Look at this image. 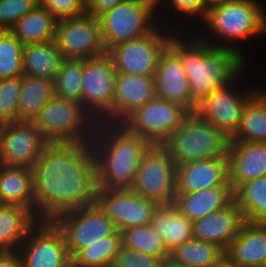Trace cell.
Masks as SVG:
<instances>
[{
  "mask_svg": "<svg viewBox=\"0 0 266 267\" xmlns=\"http://www.w3.org/2000/svg\"><path fill=\"white\" fill-rule=\"evenodd\" d=\"M156 97L183 106L194 112L189 81L178 57L167 47L162 53L155 72Z\"/></svg>",
  "mask_w": 266,
  "mask_h": 267,
  "instance_id": "21",
  "label": "cell"
},
{
  "mask_svg": "<svg viewBox=\"0 0 266 267\" xmlns=\"http://www.w3.org/2000/svg\"><path fill=\"white\" fill-rule=\"evenodd\" d=\"M115 77L108 53L83 60L82 105L97 122L112 123Z\"/></svg>",
  "mask_w": 266,
  "mask_h": 267,
  "instance_id": "11",
  "label": "cell"
},
{
  "mask_svg": "<svg viewBox=\"0 0 266 267\" xmlns=\"http://www.w3.org/2000/svg\"><path fill=\"white\" fill-rule=\"evenodd\" d=\"M248 70L246 73L244 71L231 84L203 98L196 104L194 110L199 118L218 127L229 138L236 132L240 124L245 105L262 88L248 83L251 82L247 80L248 74H251Z\"/></svg>",
  "mask_w": 266,
  "mask_h": 267,
  "instance_id": "8",
  "label": "cell"
},
{
  "mask_svg": "<svg viewBox=\"0 0 266 267\" xmlns=\"http://www.w3.org/2000/svg\"><path fill=\"white\" fill-rule=\"evenodd\" d=\"M150 225L165 242L169 252L193 238V222L173 204L159 205Z\"/></svg>",
  "mask_w": 266,
  "mask_h": 267,
  "instance_id": "27",
  "label": "cell"
},
{
  "mask_svg": "<svg viewBox=\"0 0 266 267\" xmlns=\"http://www.w3.org/2000/svg\"><path fill=\"white\" fill-rule=\"evenodd\" d=\"M233 0H203V18L206 15V12L216 6L223 5L227 2Z\"/></svg>",
  "mask_w": 266,
  "mask_h": 267,
  "instance_id": "45",
  "label": "cell"
},
{
  "mask_svg": "<svg viewBox=\"0 0 266 267\" xmlns=\"http://www.w3.org/2000/svg\"><path fill=\"white\" fill-rule=\"evenodd\" d=\"M39 4V0H0V31H11L21 17Z\"/></svg>",
  "mask_w": 266,
  "mask_h": 267,
  "instance_id": "40",
  "label": "cell"
},
{
  "mask_svg": "<svg viewBox=\"0 0 266 267\" xmlns=\"http://www.w3.org/2000/svg\"><path fill=\"white\" fill-rule=\"evenodd\" d=\"M131 189L159 205L174 203L176 164L161 145H151L142 155Z\"/></svg>",
  "mask_w": 266,
  "mask_h": 267,
  "instance_id": "10",
  "label": "cell"
},
{
  "mask_svg": "<svg viewBox=\"0 0 266 267\" xmlns=\"http://www.w3.org/2000/svg\"><path fill=\"white\" fill-rule=\"evenodd\" d=\"M35 217L58 215L97 202L96 158L90 143H49L32 167Z\"/></svg>",
  "mask_w": 266,
  "mask_h": 267,
  "instance_id": "1",
  "label": "cell"
},
{
  "mask_svg": "<svg viewBox=\"0 0 266 267\" xmlns=\"http://www.w3.org/2000/svg\"><path fill=\"white\" fill-rule=\"evenodd\" d=\"M57 20L71 19L87 14L86 0H39Z\"/></svg>",
  "mask_w": 266,
  "mask_h": 267,
  "instance_id": "41",
  "label": "cell"
},
{
  "mask_svg": "<svg viewBox=\"0 0 266 267\" xmlns=\"http://www.w3.org/2000/svg\"><path fill=\"white\" fill-rule=\"evenodd\" d=\"M97 203L121 232L126 228L150 225L159 204L131 188L97 189Z\"/></svg>",
  "mask_w": 266,
  "mask_h": 267,
  "instance_id": "17",
  "label": "cell"
},
{
  "mask_svg": "<svg viewBox=\"0 0 266 267\" xmlns=\"http://www.w3.org/2000/svg\"><path fill=\"white\" fill-rule=\"evenodd\" d=\"M106 52L150 33L158 24L157 0H122L99 17Z\"/></svg>",
  "mask_w": 266,
  "mask_h": 267,
  "instance_id": "7",
  "label": "cell"
},
{
  "mask_svg": "<svg viewBox=\"0 0 266 267\" xmlns=\"http://www.w3.org/2000/svg\"><path fill=\"white\" fill-rule=\"evenodd\" d=\"M0 267H24L18 251L0 252Z\"/></svg>",
  "mask_w": 266,
  "mask_h": 267,
  "instance_id": "44",
  "label": "cell"
},
{
  "mask_svg": "<svg viewBox=\"0 0 266 267\" xmlns=\"http://www.w3.org/2000/svg\"><path fill=\"white\" fill-rule=\"evenodd\" d=\"M55 96L54 80L22 75L18 120L34 121L40 110Z\"/></svg>",
  "mask_w": 266,
  "mask_h": 267,
  "instance_id": "29",
  "label": "cell"
},
{
  "mask_svg": "<svg viewBox=\"0 0 266 267\" xmlns=\"http://www.w3.org/2000/svg\"><path fill=\"white\" fill-rule=\"evenodd\" d=\"M122 246L150 254L162 261L170 257V252L165 242L151 227V225L135 226L121 231Z\"/></svg>",
  "mask_w": 266,
  "mask_h": 267,
  "instance_id": "36",
  "label": "cell"
},
{
  "mask_svg": "<svg viewBox=\"0 0 266 267\" xmlns=\"http://www.w3.org/2000/svg\"><path fill=\"white\" fill-rule=\"evenodd\" d=\"M0 204L20 205L35 215L33 171L27 167L2 166Z\"/></svg>",
  "mask_w": 266,
  "mask_h": 267,
  "instance_id": "25",
  "label": "cell"
},
{
  "mask_svg": "<svg viewBox=\"0 0 266 267\" xmlns=\"http://www.w3.org/2000/svg\"><path fill=\"white\" fill-rule=\"evenodd\" d=\"M33 122L49 143H90L98 123L82 103L56 95Z\"/></svg>",
  "mask_w": 266,
  "mask_h": 267,
  "instance_id": "6",
  "label": "cell"
},
{
  "mask_svg": "<svg viewBox=\"0 0 266 267\" xmlns=\"http://www.w3.org/2000/svg\"><path fill=\"white\" fill-rule=\"evenodd\" d=\"M170 258L190 267H213L224 258V250L214 243L192 238L173 249Z\"/></svg>",
  "mask_w": 266,
  "mask_h": 267,
  "instance_id": "34",
  "label": "cell"
},
{
  "mask_svg": "<svg viewBox=\"0 0 266 267\" xmlns=\"http://www.w3.org/2000/svg\"><path fill=\"white\" fill-rule=\"evenodd\" d=\"M53 221L64 234L71 258L80 249L114 235L118 231L111 218L97 202L62 213Z\"/></svg>",
  "mask_w": 266,
  "mask_h": 267,
  "instance_id": "12",
  "label": "cell"
},
{
  "mask_svg": "<svg viewBox=\"0 0 266 267\" xmlns=\"http://www.w3.org/2000/svg\"><path fill=\"white\" fill-rule=\"evenodd\" d=\"M157 15L164 26L176 31H193L203 20V0H157Z\"/></svg>",
  "mask_w": 266,
  "mask_h": 267,
  "instance_id": "31",
  "label": "cell"
},
{
  "mask_svg": "<svg viewBox=\"0 0 266 267\" xmlns=\"http://www.w3.org/2000/svg\"><path fill=\"white\" fill-rule=\"evenodd\" d=\"M18 253L24 267H72L64 234L53 220H38Z\"/></svg>",
  "mask_w": 266,
  "mask_h": 267,
  "instance_id": "14",
  "label": "cell"
},
{
  "mask_svg": "<svg viewBox=\"0 0 266 267\" xmlns=\"http://www.w3.org/2000/svg\"><path fill=\"white\" fill-rule=\"evenodd\" d=\"M91 144L96 158L98 189L131 188L141 157L151 146L122 123L106 122L97 123Z\"/></svg>",
  "mask_w": 266,
  "mask_h": 267,
  "instance_id": "3",
  "label": "cell"
},
{
  "mask_svg": "<svg viewBox=\"0 0 266 267\" xmlns=\"http://www.w3.org/2000/svg\"><path fill=\"white\" fill-rule=\"evenodd\" d=\"M2 166H3V164H2L1 161H0V171H1Z\"/></svg>",
  "mask_w": 266,
  "mask_h": 267,
  "instance_id": "48",
  "label": "cell"
},
{
  "mask_svg": "<svg viewBox=\"0 0 266 267\" xmlns=\"http://www.w3.org/2000/svg\"><path fill=\"white\" fill-rule=\"evenodd\" d=\"M162 262L158 257L121 246L110 267H161Z\"/></svg>",
  "mask_w": 266,
  "mask_h": 267,
  "instance_id": "42",
  "label": "cell"
},
{
  "mask_svg": "<svg viewBox=\"0 0 266 267\" xmlns=\"http://www.w3.org/2000/svg\"><path fill=\"white\" fill-rule=\"evenodd\" d=\"M83 60L64 59L54 80L55 95L82 103Z\"/></svg>",
  "mask_w": 266,
  "mask_h": 267,
  "instance_id": "37",
  "label": "cell"
},
{
  "mask_svg": "<svg viewBox=\"0 0 266 267\" xmlns=\"http://www.w3.org/2000/svg\"><path fill=\"white\" fill-rule=\"evenodd\" d=\"M37 221L28 208L0 204V251H18L29 229Z\"/></svg>",
  "mask_w": 266,
  "mask_h": 267,
  "instance_id": "26",
  "label": "cell"
},
{
  "mask_svg": "<svg viewBox=\"0 0 266 267\" xmlns=\"http://www.w3.org/2000/svg\"><path fill=\"white\" fill-rule=\"evenodd\" d=\"M122 246V234L102 238L98 242L80 249L72 257V267H110Z\"/></svg>",
  "mask_w": 266,
  "mask_h": 267,
  "instance_id": "35",
  "label": "cell"
},
{
  "mask_svg": "<svg viewBox=\"0 0 266 267\" xmlns=\"http://www.w3.org/2000/svg\"><path fill=\"white\" fill-rule=\"evenodd\" d=\"M188 114L183 106L155 97L137 108L122 124L151 145H161Z\"/></svg>",
  "mask_w": 266,
  "mask_h": 267,
  "instance_id": "13",
  "label": "cell"
},
{
  "mask_svg": "<svg viewBox=\"0 0 266 267\" xmlns=\"http://www.w3.org/2000/svg\"><path fill=\"white\" fill-rule=\"evenodd\" d=\"M229 140L218 127L191 112L161 146L178 166L191 161L227 157Z\"/></svg>",
  "mask_w": 266,
  "mask_h": 267,
  "instance_id": "5",
  "label": "cell"
},
{
  "mask_svg": "<svg viewBox=\"0 0 266 267\" xmlns=\"http://www.w3.org/2000/svg\"><path fill=\"white\" fill-rule=\"evenodd\" d=\"M48 144L33 121L3 123L0 130V161L4 166L32 169Z\"/></svg>",
  "mask_w": 266,
  "mask_h": 267,
  "instance_id": "15",
  "label": "cell"
},
{
  "mask_svg": "<svg viewBox=\"0 0 266 267\" xmlns=\"http://www.w3.org/2000/svg\"><path fill=\"white\" fill-rule=\"evenodd\" d=\"M122 0H86L87 14L99 18Z\"/></svg>",
  "mask_w": 266,
  "mask_h": 267,
  "instance_id": "43",
  "label": "cell"
},
{
  "mask_svg": "<svg viewBox=\"0 0 266 267\" xmlns=\"http://www.w3.org/2000/svg\"><path fill=\"white\" fill-rule=\"evenodd\" d=\"M234 200L232 186H219L196 192L176 193L173 205L192 222L219 211Z\"/></svg>",
  "mask_w": 266,
  "mask_h": 267,
  "instance_id": "24",
  "label": "cell"
},
{
  "mask_svg": "<svg viewBox=\"0 0 266 267\" xmlns=\"http://www.w3.org/2000/svg\"><path fill=\"white\" fill-rule=\"evenodd\" d=\"M261 267H266V262L264 263V264H262V266Z\"/></svg>",
  "mask_w": 266,
  "mask_h": 267,
  "instance_id": "49",
  "label": "cell"
},
{
  "mask_svg": "<svg viewBox=\"0 0 266 267\" xmlns=\"http://www.w3.org/2000/svg\"><path fill=\"white\" fill-rule=\"evenodd\" d=\"M213 267H237V266L229 263L225 258H223L217 265Z\"/></svg>",
  "mask_w": 266,
  "mask_h": 267,
  "instance_id": "47",
  "label": "cell"
},
{
  "mask_svg": "<svg viewBox=\"0 0 266 267\" xmlns=\"http://www.w3.org/2000/svg\"><path fill=\"white\" fill-rule=\"evenodd\" d=\"M112 123H122L137 108L156 97L155 77L116 73Z\"/></svg>",
  "mask_w": 266,
  "mask_h": 267,
  "instance_id": "18",
  "label": "cell"
},
{
  "mask_svg": "<svg viewBox=\"0 0 266 267\" xmlns=\"http://www.w3.org/2000/svg\"><path fill=\"white\" fill-rule=\"evenodd\" d=\"M162 266L163 267H190L188 265L182 264V263H178L175 262L174 260H172L170 257H168L167 259H165L162 262Z\"/></svg>",
  "mask_w": 266,
  "mask_h": 267,
  "instance_id": "46",
  "label": "cell"
},
{
  "mask_svg": "<svg viewBox=\"0 0 266 267\" xmlns=\"http://www.w3.org/2000/svg\"><path fill=\"white\" fill-rule=\"evenodd\" d=\"M228 179L235 191L242 183L266 176V143L229 140Z\"/></svg>",
  "mask_w": 266,
  "mask_h": 267,
  "instance_id": "20",
  "label": "cell"
},
{
  "mask_svg": "<svg viewBox=\"0 0 266 267\" xmlns=\"http://www.w3.org/2000/svg\"><path fill=\"white\" fill-rule=\"evenodd\" d=\"M244 221L237 202L233 200L225 208L194 221L193 238L214 243L225 250L237 237Z\"/></svg>",
  "mask_w": 266,
  "mask_h": 267,
  "instance_id": "23",
  "label": "cell"
},
{
  "mask_svg": "<svg viewBox=\"0 0 266 267\" xmlns=\"http://www.w3.org/2000/svg\"><path fill=\"white\" fill-rule=\"evenodd\" d=\"M168 48L178 57L186 73L191 102L195 106L214 91L231 84L249 66V61L237 51L215 47L189 30L176 31Z\"/></svg>",
  "mask_w": 266,
  "mask_h": 267,
  "instance_id": "2",
  "label": "cell"
},
{
  "mask_svg": "<svg viewBox=\"0 0 266 267\" xmlns=\"http://www.w3.org/2000/svg\"><path fill=\"white\" fill-rule=\"evenodd\" d=\"M224 258L237 267H261L266 262V223L244 221Z\"/></svg>",
  "mask_w": 266,
  "mask_h": 267,
  "instance_id": "22",
  "label": "cell"
},
{
  "mask_svg": "<svg viewBox=\"0 0 266 267\" xmlns=\"http://www.w3.org/2000/svg\"><path fill=\"white\" fill-rule=\"evenodd\" d=\"M175 32L159 23L150 33L111 48L107 53L113 59L116 73L155 76L159 59Z\"/></svg>",
  "mask_w": 266,
  "mask_h": 267,
  "instance_id": "9",
  "label": "cell"
},
{
  "mask_svg": "<svg viewBox=\"0 0 266 267\" xmlns=\"http://www.w3.org/2000/svg\"><path fill=\"white\" fill-rule=\"evenodd\" d=\"M234 200L245 221L264 222L266 220V176L242 183L234 191Z\"/></svg>",
  "mask_w": 266,
  "mask_h": 267,
  "instance_id": "33",
  "label": "cell"
},
{
  "mask_svg": "<svg viewBox=\"0 0 266 267\" xmlns=\"http://www.w3.org/2000/svg\"><path fill=\"white\" fill-rule=\"evenodd\" d=\"M231 186L227 157L191 161L176 166V193Z\"/></svg>",
  "mask_w": 266,
  "mask_h": 267,
  "instance_id": "19",
  "label": "cell"
},
{
  "mask_svg": "<svg viewBox=\"0 0 266 267\" xmlns=\"http://www.w3.org/2000/svg\"><path fill=\"white\" fill-rule=\"evenodd\" d=\"M22 76L0 79V122L18 120Z\"/></svg>",
  "mask_w": 266,
  "mask_h": 267,
  "instance_id": "39",
  "label": "cell"
},
{
  "mask_svg": "<svg viewBox=\"0 0 266 267\" xmlns=\"http://www.w3.org/2000/svg\"><path fill=\"white\" fill-rule=\"evenodd\" d=\"M54 41L64 59L85 60L107 53L99 18L89 14L57 21Z\"/></svg>",
  "mask_w": 266,
  "mask_h": 267,
  "instance_id": "16",
  "label": "cell"
},
{
  "mask_svg": "<svg viewBox=\"0 0 266 267\" xmlns=\"http://www.w3.org/2000/svg\"><path fill=\"white\" fill-rule=\"evenodd\" d=\"M23 75L55 80L64 58L55 41L33 43L23 48Z\"/></svg>",
  "mask_w": 266,
  "mask_h": 267,
  "instance_id": "28",
  "label": "cell"
},
{
  "mask_svg": "<svg viewBox=\"0 0 266 267\" xmlns=\"http://www.w3.org/2000/svg\"><path fill=\"white\" fill-rule=\"evenodd\" d=\"M57 20L40 4L21 17L11 32L24 44L54 41Z\"/></svg>",
  "mask_w": 266,
  "mask_h": 267,
  "instance_id": "32",
  "label": "cell"
},
{
  "mask_svg": "<svg viewBox=\"0 0 266 267\" xmlns=\"http://www.w3.org/2000/svg\"><path fill=\"white\" fill-rule=\"evenodd\" d=\"M200 23L193 32L202 41L235 50L248 60V49L241 46L250 37L266 35V6L260 0H233L208 10Z\"/></svg>",
  "mask_w": 266,
  "mask_h": 267,
  "instance_id": "4",
  "label": "cell"
},
{
  "mask_svg": "<svg viewBox=\"0 0 266 267\" xmlns=\"http://www.w3.org/2000/svg\"><path fill=\"white\" fill-rule=\"evenodd\" d=\"M261 85L262 88L245 105L231 140L266 143V88Z\"/></svg>",
  "mask_w": 266,
  "mask_h": 267,
  "instance_id": "30",
  "label": "cell"
},
{
  "mask_svg": "<svg viewBox=\"0 0 266 267\" xmlns=\"http://www.w3.org/2000/svg\"><path fill=\"white\" fill-rule=\"evenodd\" d=\"M23 48L11 31H0V79L23 75Z\"/></svg>",
  "mask_w": 266,
  "mask_h": 267,
  "instance_id": "38",
  "label": "cell"
}]
</instances>
